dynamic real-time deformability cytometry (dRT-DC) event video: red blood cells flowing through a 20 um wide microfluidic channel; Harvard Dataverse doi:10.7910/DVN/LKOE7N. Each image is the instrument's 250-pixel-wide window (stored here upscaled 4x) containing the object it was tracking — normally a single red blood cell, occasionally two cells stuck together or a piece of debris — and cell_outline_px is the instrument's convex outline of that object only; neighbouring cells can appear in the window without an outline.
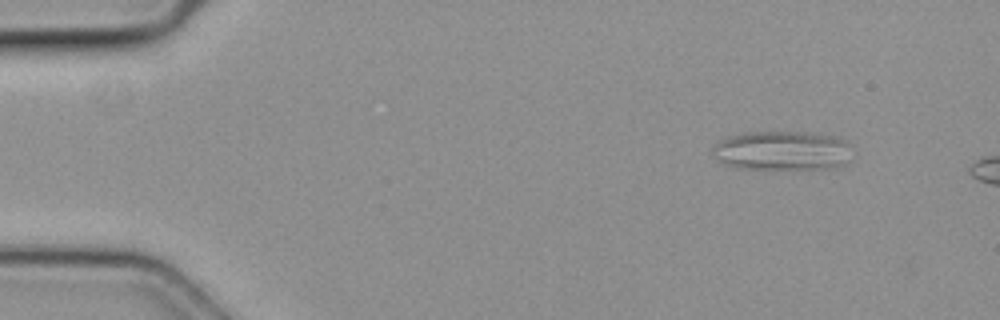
{"species": "common noctule bat (a hibernating species)", "species_latin": "Nyctalus noctula", "temperature_condition": "cold", "stored_images_in_passage": 17, "camera_frame_rate_fps": 3000, "um_per_image_px": 0.085, "animal": {"sex": "female", "body_mass_g": 19.3, "forearm_length_mm": 54.1}, "frame": {"image": 1, "passage_image": 6, "time_ms": 1.667, "image_size_px": [1000, 320], "cell_outline_px": [[852, 160], [844, 164], [828, 168], [744, 168], [720, 164], [712, 156], [712, 148], [720, 140], [728, 136], [744, 132], [808, 132], [840, 136], [848, 140]], "centroid_in_image_um": [66.5, 12.78], "position_along_channel_um": 18.5, "area_um2": 32.43}}